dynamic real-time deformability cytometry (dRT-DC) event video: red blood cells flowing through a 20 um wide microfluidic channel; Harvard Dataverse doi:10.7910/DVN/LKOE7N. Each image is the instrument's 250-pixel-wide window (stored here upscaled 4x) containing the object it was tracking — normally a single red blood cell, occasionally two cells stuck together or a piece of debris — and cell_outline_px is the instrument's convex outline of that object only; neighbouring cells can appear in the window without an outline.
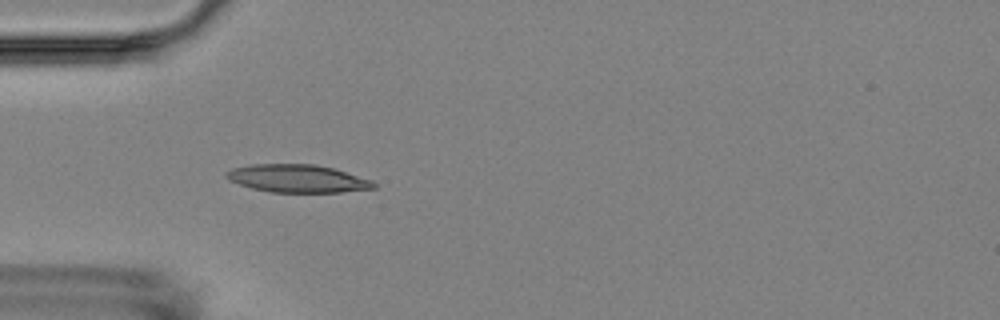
{"species": "Egyptian fruit bat (a non-hibernating species)", "species_latin": "Rousettus aegyptiacus", "temperature_condition": "room temperature", "stored_images_in_passage": 10, "camera_frame_rate_fps": 3000, "um_per_image_px": 0.085, "animal": {"sex": "female"}, "frame": {"image": 1, "passage_image": 4, "time_ms": 3.333, "image_size_px": [1000, 320], "cell_outline_px": [[376, 188], [340, 192], [272, 192], [252, 188], [228, 180], [224, 176], [224, 172], [232, 168], [252, 164], [316, 164], [332, 168], [372, 180], [376, 184]], "centroid_in_image_um": [25.25, 15.17], "position_along_channel_um": 59.7, "area_um2": 23.87}}
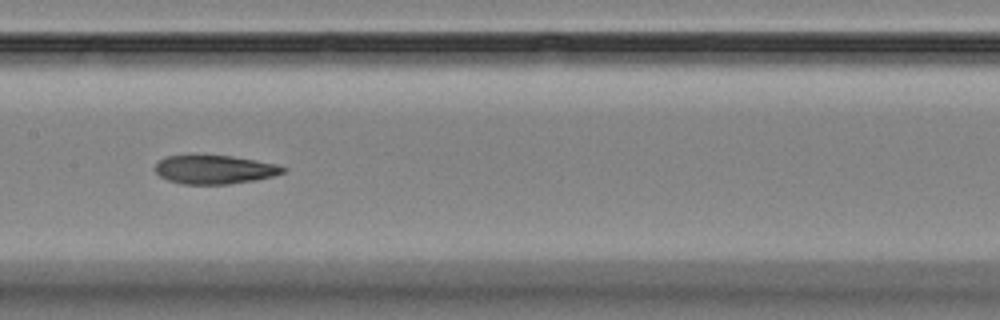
{"frame": {"image": 2, "passage_image": 7, "time_ms": 7.0, "image_size_px": [1000, 320], "cell_outline_px": [[288, 172], [256, 180], [228, 184], [180, 184], [168, 180], [160, 176], [156, 172], [156, 164], [160, 160], [168, 156], [232, 156], [276, 164], [288, 168]], "centroid_in_image_um": [18.29, 14.43], "position_along_channel_um": 189.1, "area_um2": 21.21}}
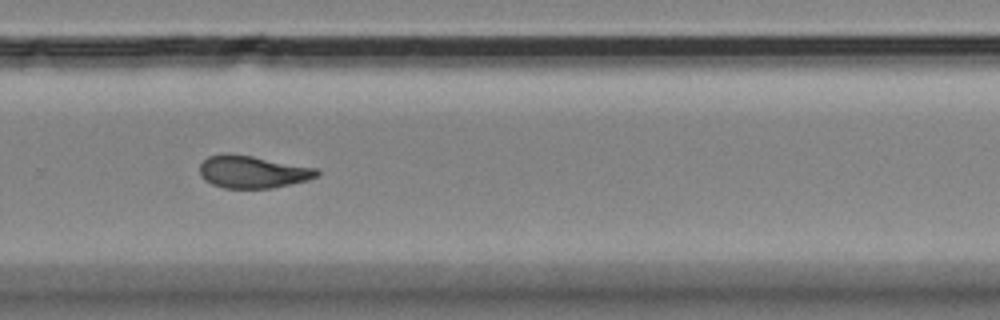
{"frame": {"image": 3, "passage_image": 10, "time_ms": 10.333, "image_size_px": [1000, 320], "cell_outline_px": [[320, 176], [308, 180], [272, 188], [224, 188], [212, 184], [204, 180], [200, 176], [200, 164], [208, 156], [224, 152], [228, 152], [252, 156], [316, 168], [320, 172]], "centroid_in_image_um": [21.45, 14.6], "position_along_channel_um": 308.3, "area_um2": 22.31}}